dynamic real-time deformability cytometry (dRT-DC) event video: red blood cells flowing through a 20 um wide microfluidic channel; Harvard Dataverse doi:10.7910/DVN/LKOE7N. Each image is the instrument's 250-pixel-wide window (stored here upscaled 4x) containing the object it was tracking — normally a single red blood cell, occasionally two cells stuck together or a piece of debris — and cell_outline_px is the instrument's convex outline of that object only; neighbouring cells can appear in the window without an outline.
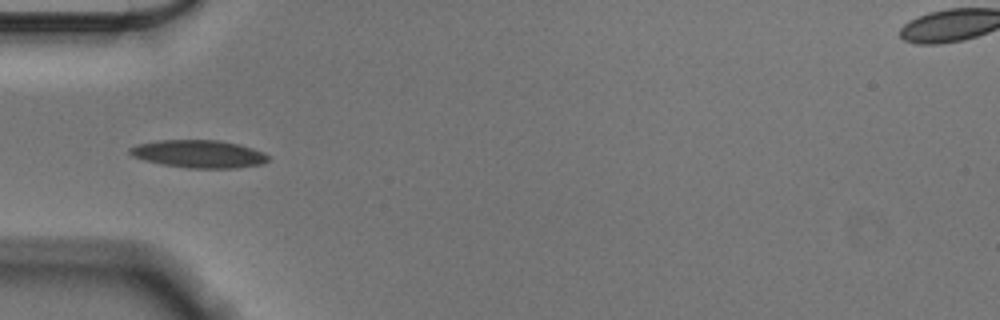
{"species": "Egyptian fruit bat (a non-hibernating species)", "species_latin": "Rousettus aegyptiacus", "temperature_condition": "cold", "stored_images_in_passage": 39, "camera_frame_rate_fps": 3000, "um_per_image_px": 0.085, "animal": {"sex": "male"}, "frame": {"image": 1, "passage_image": 1, "time_ms": 0.0, "image_size_px": [1000, 320], "cell_outline_px": [[268, 160], [264, 164], [236, 168], [188, 168], [160, 164], [144, 160], [132, 156], [128, 152], [128, 148], [136, 144], [160, 140], [220, 140], [252, 148], [264, 152], [268, 156]], "centroid_in_image_um": [16.87, 13.09], "position_along_channel_um": 68.1, "area_um2": 22.48}}
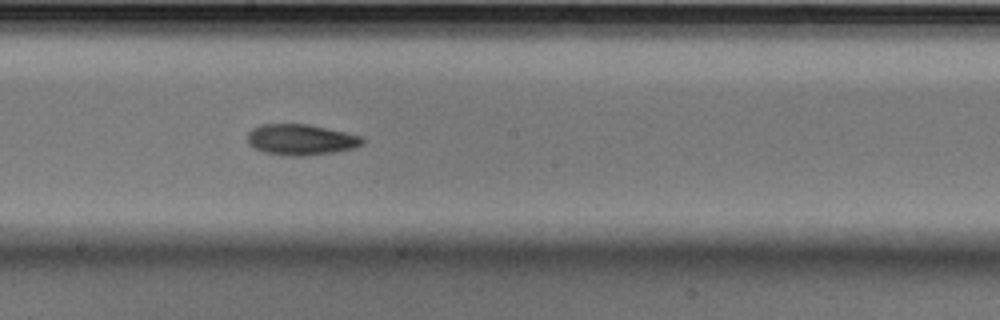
{"frame": {"image": 2, "passage_image": 14, "time_ms": 4.333, "image_size_px": [1000, 320], "cell_outline_px": [[364, 144], [352, 148], [336, 152], [308, 156], [284, 156], [264, 152], [252, 148], [248, 144], [248, 132], [252, 128], [260, 124], [308, 124], [344, 132], [360, 136], [364, 140]], "centroid_in_image_um": [25.53, 11.88], "position_along_channel_um": 222.7, "area_um2": 20.87}}
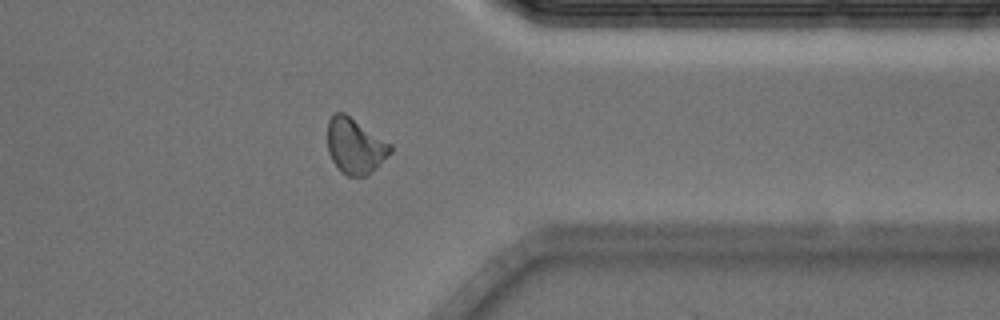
{"frame": {"image": 3, "passage_image": 28, "time_ms": 9.0, "image_size_px": [1000, 320], "cell_outline_px": [[392, 152], [368, 176], [348, 176], [340, 172], [332, 160], [328, 152], [328, 120], [336, 112], [344, 112], [392, 144]], "centroid_in_image_um": [30.19, 12.42], "position_along_channel_um": 381.2, "area_um2": 20.46}, "authors_computed_cell_mechanics": {"area_um2": 20.1144, "velocity_mm_per_s": 3.5536, "shape_relaxation_time_tau1_ms": 5.9317, "shape_relaxation_time_tau2_ms": 5.8448, "deformation_change_tau1": 0.1664, "deformation_change_tau2": 0.1115}}